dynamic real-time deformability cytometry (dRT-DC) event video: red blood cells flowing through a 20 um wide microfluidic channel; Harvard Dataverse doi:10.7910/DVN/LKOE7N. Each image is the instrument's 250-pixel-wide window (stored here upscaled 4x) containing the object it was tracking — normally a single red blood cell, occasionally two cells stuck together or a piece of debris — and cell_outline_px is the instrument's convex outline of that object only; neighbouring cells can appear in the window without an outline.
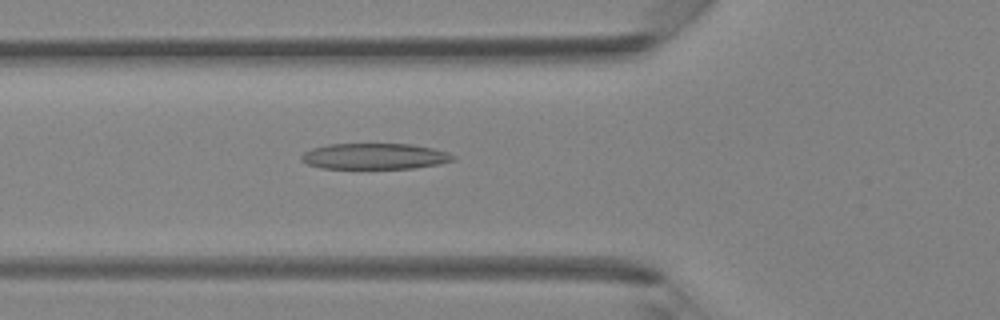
{"species": "Egyptian fruit bat (a non-hibernating species)", "species_latin": "Rousettus aegyptiacus", "temperature_condition": "room temperature", "stored_images_in_passage": 42, "camera_frame_rate_fps": 3000, "um_per_image_px": 0.085, "animal": {"sex": "female"}, "frame": {"image": 1, "passage_image": 15, "time_ms": 4.667, "image_size_px": [1000, 320], "cell_outline_px": [[456, 160], [440, 164], [416, 168], [320, 168], [308, 164], [300, 156], [304, 152], [312, 148], [328, 144], [412, 144], [432, 148], [448, 152], [456, 156]], "centroid_in_image_um": [31.9, 13.28], "position_along_channel_um": 93.9, "area_um2": 22.95}}
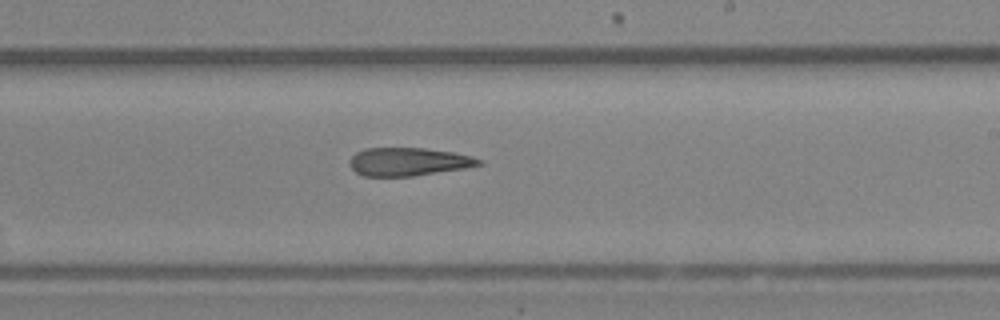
{"frame": {"image": 2, "passage_image": 25, "time_ms": 8.0, "image_size_px": [1000, 320], "cell_outline_px": [[484, 164], [464, 168], [412, 176], [364, 176], [356, 172], [348, 164], [348, 160], [356, 152], [364, 148], [424, 148], [452, 152], [472, 156], [484, 160]], "centroid_in_image_um": [34.71, 13.74], "position_along_channel_um": 254.3, "area_um2": 21.27}}
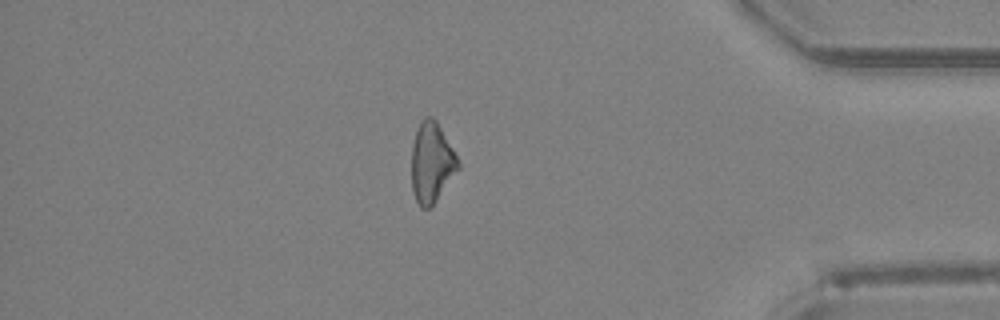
{"frame": {"image": 3, "passage_image": 36, "time_ms": 11.667, "image_size_px": [1000, 320], "cell_outline_px": [[460, 168], [432, 204], [428, 208], [420, 208], [412, 192], [412, 144], [420, 120], [424, 116], [432, 116], [436, 120], [452, 148], [460, 164]], "centroid_in_image_um": [36.67, 13.79], "position_along_channel_um": 398.5, "area_um2": 21.5}}